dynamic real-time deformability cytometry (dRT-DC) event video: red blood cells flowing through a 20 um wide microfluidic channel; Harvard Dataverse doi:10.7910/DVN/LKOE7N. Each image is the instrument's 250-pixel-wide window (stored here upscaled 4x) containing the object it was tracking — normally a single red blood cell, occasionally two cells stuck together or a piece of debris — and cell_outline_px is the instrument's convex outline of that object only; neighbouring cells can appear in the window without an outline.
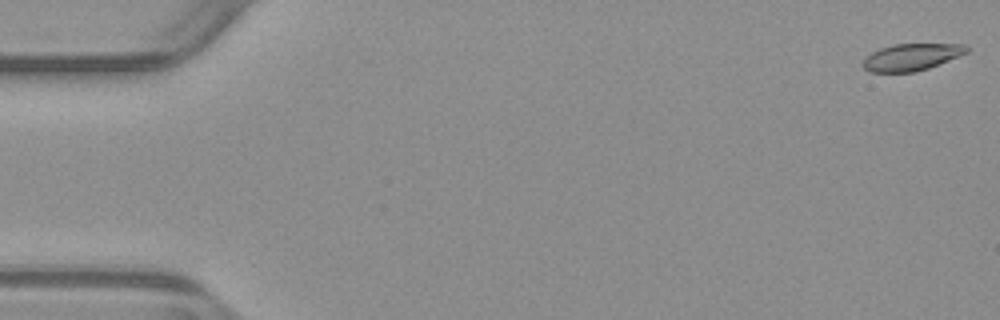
{"species": "common noctule bat (a hibernating species)", "species_latin": "Nyctalus noctula", "temperature_condition": "warm", "stored_images_in_passage": 53, "camera_frame_rate_fps": 3000, "um_per_image_px": 0.085, "animal": {"sex": "male", "body_mass_g": 23.1, "forearm_length_mm": 52.7}, "frame": {"image": 1, "passage_image": 1, "time_ms": 0.0, "image_size_px": [1000, 320], "cell_outline_px": [[968, 52], [928, 68], [916, 72], [868, 72], [860, 64], [872, 52], [880, 48], [892, 44], [964, 44], [968, 48]], "centroid_in_image_um": [77.44, 4.85], "position_along_channel_um": 7.6, "area_um2": 16.18}}
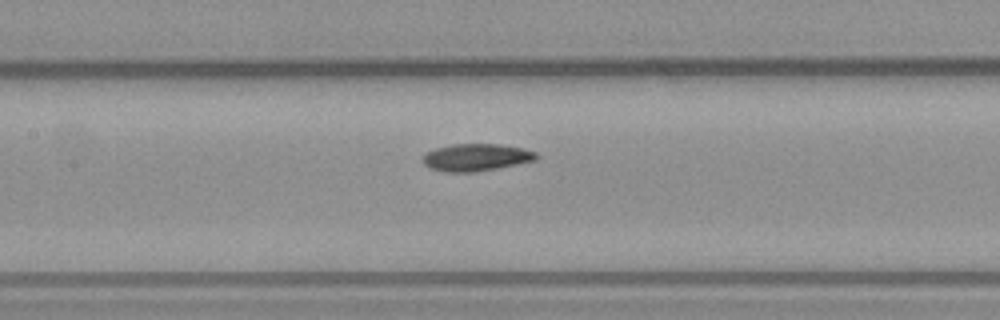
{"frame": {"image": 2, "passage_image": 25, "time_ms": 8.0, "image_size_px": [1000, 320], "cell_outline_px": [[540, 156], [536, 160], [496, 168], [472, 172], [444, 172], [428, 168], [420, 160], [428, 152], [436, 148], [452, 144], [500, 144], [520, 148], [536, 152]], "centroid_in_image_um": [40.44, 13.38], "position_along_channel_um": 167.0, "area_um2": 17.98}}
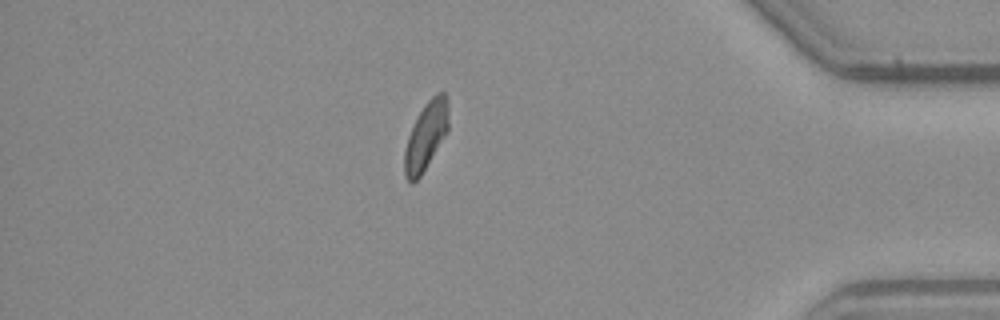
{"frame": {"image": 3, "passage_image": 46, "time_ms": 15.0, "image_size_px": [1000, 320], "cell_outline_px": [[448, 132], [420, 176], [412, 184], [404, 176], [404, 152], [408, 136], [420, 112], [428, 100], [436, 92], [444, 92], [448, 104]], "centroid_in_image_um": [36.21, 11.57], "position_along_channel_um": 399.0, "area_um2": 17.22}, "authors_computed_cell_mechanics": {"area_um2": 17.5712, "velocity_mm_per_s": 3.8886, "shape_relaxation_time_tau1_ms": 6.1982, "shape_relaxation_time_tau2_ms": 2.489, "deformation_change_tau1": 0.1476, "deformation_change_tau2": 0.0807}}